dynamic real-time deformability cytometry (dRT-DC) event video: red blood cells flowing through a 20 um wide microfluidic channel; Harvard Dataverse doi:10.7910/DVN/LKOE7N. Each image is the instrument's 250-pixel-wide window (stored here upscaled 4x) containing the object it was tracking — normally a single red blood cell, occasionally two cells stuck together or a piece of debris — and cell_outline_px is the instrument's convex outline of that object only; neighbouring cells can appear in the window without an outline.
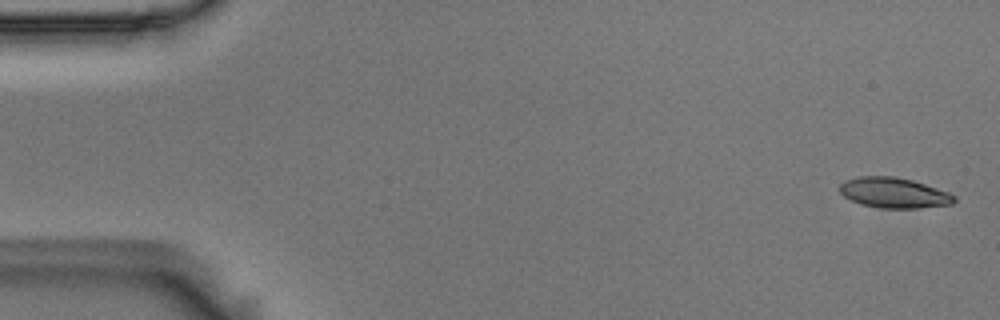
{"species": "Egyptian fruit bat (a non-hibernating species)", "species_latin": "Rousettus aegyptiacus", "temperature_condition": "room temperature", "stored_images_in_passage": 5, "camera_frame_rate_fps": 3000, "um_per_image_px": 0.085, "animal": {"sex": "male"}, "frame": {"image": 1, "passage_image": 1, "time_ms": 0.0, "image_size_px": [1000, 320], "cell_outline_px": [[956, 200], [952, 204], [920, 208], [880, 208], [860, 204], [844, 196], [840, 192], [840, 184], [844, 180], [860, 176], [892, 176], [912, 180], [948, 192], [956, 196]], "centroid_in_image_um": [75.98, 16.39], "position_along_channel_um": 9.0, "area_um2": 20.23}}
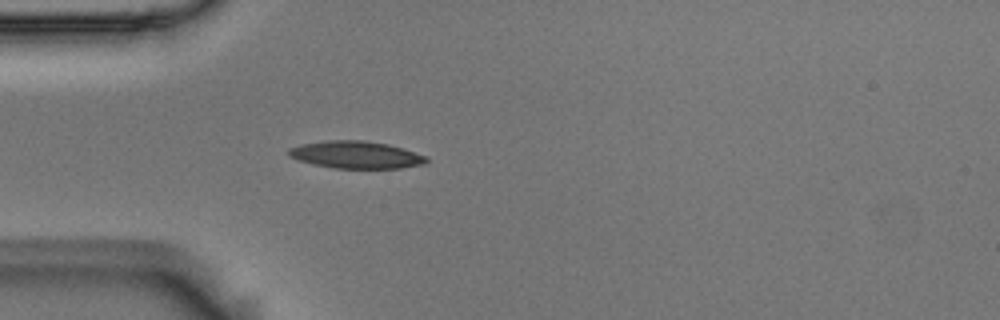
{"frame": {"image": 2, "passage_image": 5, "time_ms": 1.333, "image_size_px": [1000, 320], "cell_outline_px": [[428, 160], [424, 164], [400, 168], [332, 168], [312, 164], [288, 156], [288, 148], [300, 144], [328, 140], [364, 140], [388, 144], [404, 148], [428, 156]], "centroid_in_image_um": [30.27, 13.15], "position_along_channel_um": 54.7, "area_um2": 22.08}}